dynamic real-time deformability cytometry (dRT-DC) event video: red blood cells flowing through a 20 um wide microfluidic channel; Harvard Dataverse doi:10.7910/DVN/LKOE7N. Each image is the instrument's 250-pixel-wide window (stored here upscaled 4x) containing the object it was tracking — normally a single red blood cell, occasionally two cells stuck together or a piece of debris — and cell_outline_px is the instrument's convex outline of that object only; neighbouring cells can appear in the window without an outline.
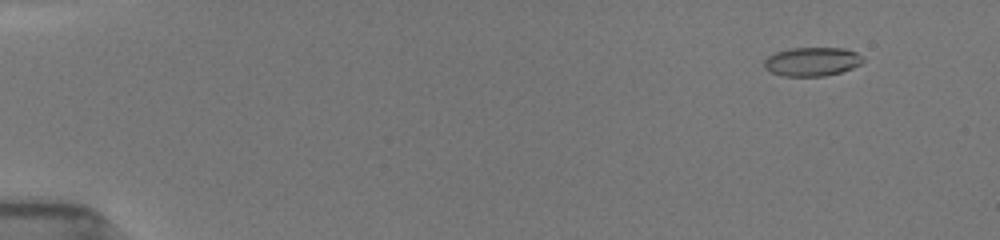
{"species": "common noctule bat (a hibernating species)", "species_latin": "Nyctalus noctula", "temperature_condition": "room temperature", "stored_images_in_passage": 45, "camera_frame_rate_fps": 3000, "um_per_image_px": 0.085, "animal": {"sex": "female", "body_mass_g": 19.5, "forearm_length_mm": 54.1}, "frame": {"image": 1, "passage_image": 8, "time_ms": 1.333, "image_size_px": [1000, 240], "cell_outline_px": [[864, 60], [860, 64], [852, 68], [840, 72], [824, 76], [784, 76], [772, 72], [764, 68], [764, 60], [768, 56], [776, 52], [788, 48], [844, 48], [856, 52]], "centroid_in_image_um": [69.0, 5.23], "position_along_channel_um": 16.0, "area_um2": 16.53}}
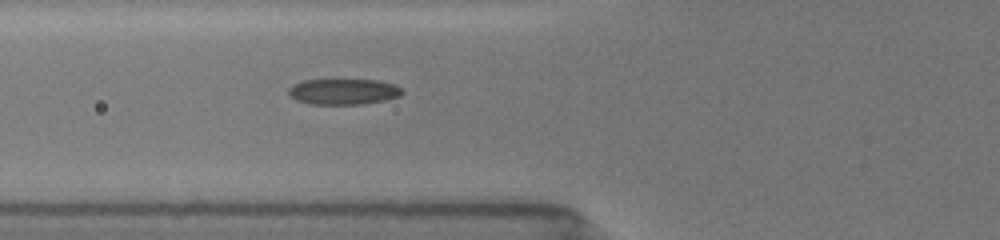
{"frame": {"image": 2, "passage_image": 36, "time_ms": 6.667, "image_size_px": [1000, 240], "cell_outline_px": [[404, 92], [400, 96], [384, 100], [364, 104], [308, 104], [296, 100], [288, 92], [288, 88], [292, 84], [304, 80], [376, 80], [396, 84], [404, 88]], "centroid_in_image_um": [29.22, 7.79], "position_along_channel_um": 96.6, "area_um2": 17.22}}
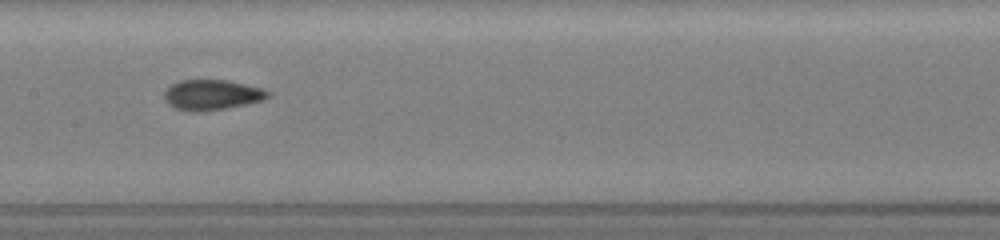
{"frame": {"image": 3, "passage_image": 44, "time_ms": 9.0, "image_size_px": [1000, 240], "cell_outline_px": [[272, 92], [264, 100], [224, 108], [200, 112], [188, 112], [176, 108], [168, 104], [164, 100], [164, 92], [168, 84], [180, 80], [228, 80], [264, 88]], "centroid_in_image_um": [17.98, 8.05], "position_along_channel_um": 189.4, "area_um2": 18.55}}